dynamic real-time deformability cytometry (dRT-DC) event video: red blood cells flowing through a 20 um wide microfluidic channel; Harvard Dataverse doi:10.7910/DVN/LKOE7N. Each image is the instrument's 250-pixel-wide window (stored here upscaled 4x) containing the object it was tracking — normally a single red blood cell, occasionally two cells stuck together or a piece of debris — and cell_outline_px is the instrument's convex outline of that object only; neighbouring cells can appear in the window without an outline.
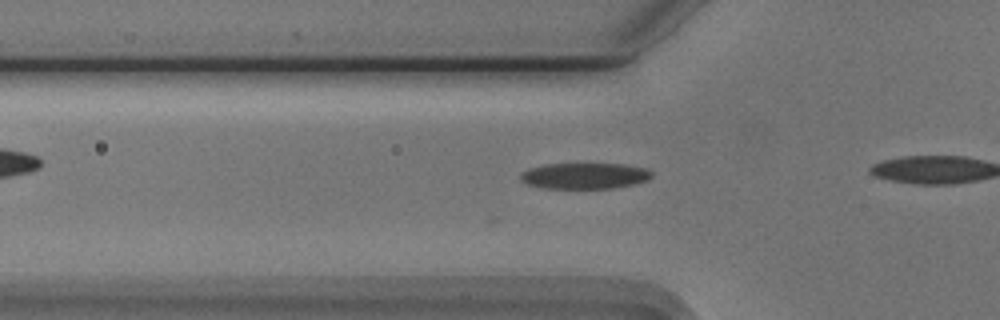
{"species": "Egyptian fruit bat (a non-hibernating species)", "species_latin": "Rousettus aegyptiacus", "temperature_condition": "cold", "stored_images_in_passage": 8, "camera_frame_rate_fps": 3000, "um_per_image_px": 0.085, "animal": {"sex": "male"}, "frame": {"image": 1, "passage_image": 3, "time_ms": 0.667, "image_size_px": [1000, 320], "cell_outline_px": [[652, 176], [648, 180], [632, 184], [612, 188], [540, 188], [528, 184], [520, 180], [520, 172], [528, 168], [548, 164], [624, 164], [648, 168], [652, 172]], "centroid_in_image_um": [49.68, 14.94], "position_along_channel_um": 76.1, "area_um2": 19.94}}
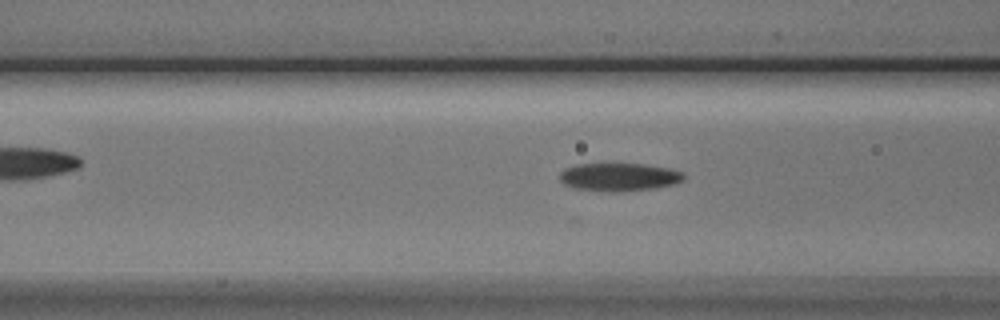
{"frame": {"image": 2, "passage_image": 6, "time_ms": 1.667, "image_size_px": [1000, 320], "cell_outline_px": [[684, 180], [676, 184], [656, 188], [620, 192], [612, 192], [572, 188], [564, 184], [560, 180], [560, 172], [564, 168], [576, 164], [644, 164], [668, 168], [684, 172]], "centroid_in_image_um": [52.63, 15.05], "position_along_channel_um": 114.0, "area_um2": 20.52}}